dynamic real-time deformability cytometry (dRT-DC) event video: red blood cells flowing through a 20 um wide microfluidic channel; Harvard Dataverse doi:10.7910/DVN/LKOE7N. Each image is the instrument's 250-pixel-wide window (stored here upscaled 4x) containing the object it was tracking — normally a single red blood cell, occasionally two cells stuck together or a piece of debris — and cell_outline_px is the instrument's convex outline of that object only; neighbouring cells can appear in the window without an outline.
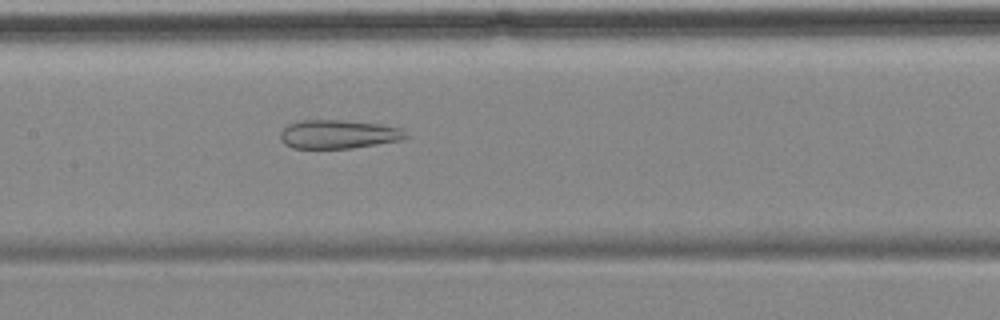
{"species": "common noctule bat (a hibernating species)", "species_latin": "Nyctalus noctula", "temperature_condition": "cold", "stored_images_in_passage": 8, "camera_frame_rate_fps": 3000, "um_per_image_px": 0.085, "animal": {"sex": "female", "body_mass_g": 18.4}, "frame": {"image": 1, "passage_image": 8, "time_ms": 8.333, "image_size_px": [1000, 320], "cell_outline_px": [[408, 136], [404, 140], [352, 148], [292, 148], [284, 144], [280, 140], [280, 132], [288, 124], [300, 120], [340, 120], [380, 124], [400, 128]], "centroid_in_image_um": [28.74, 11.41], "position_along_channel_um": 178.7, "area_um2": 21.04}}